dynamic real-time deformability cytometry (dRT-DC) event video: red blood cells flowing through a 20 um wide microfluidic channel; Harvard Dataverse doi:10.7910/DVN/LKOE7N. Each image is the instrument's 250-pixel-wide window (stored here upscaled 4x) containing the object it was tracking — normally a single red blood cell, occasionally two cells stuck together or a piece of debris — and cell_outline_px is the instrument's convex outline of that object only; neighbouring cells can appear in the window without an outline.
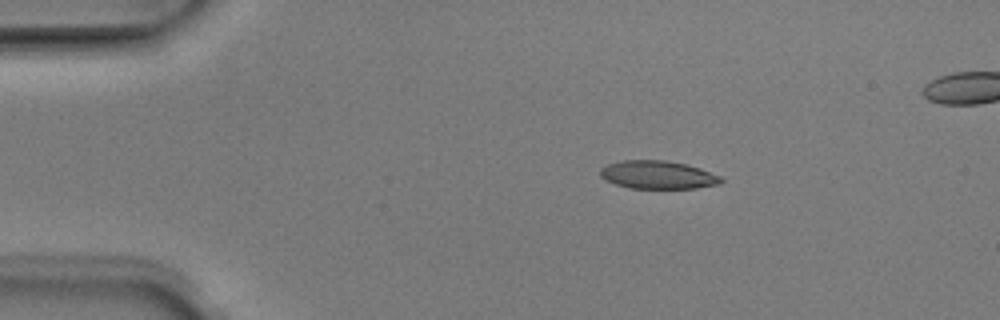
{"species": "Egyptian fruit bat (a non-hibernating species)", "species_latin": "Rousettus aegyptiacus", "temperature_condition": "room temperature", "stored_images_in_passage": 7, "camera_frame_rate_fps": 3000, "um_per_image_px": 0.085, "animal": {"sex": "male"}, "frame": {"image": 1, "passage_image": 1, "time_ms": 0.0, "image_size_px": [1000, 320], "cell_outline_px": [[724, 180], [720, 184], [696, 188], [628, 188], [616, 184], [600, 176], [600, 168], [608, 164], [624, 160], [668, 160], [700, 168], [720, 176]], "centroid_in_image_um": [55.93, 14.86], "position_along_channel_um": 29.1, "area_um2": 19.71}}
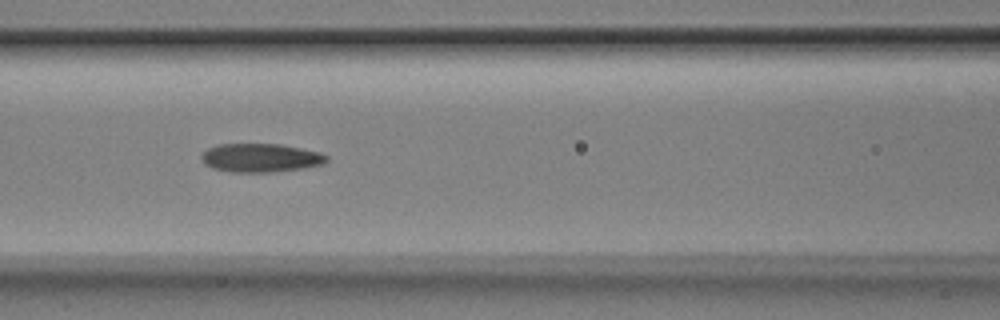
{"frame": {"image": 2, "passage_image": 5, "time_ms": 1.333, "image_size_px": [1000, 320], "cell_outline_px": [[328, 160], [324, 164], [300, 168], [268, 172], [232, 172], [212, 168], [204, 164], [200, 156], [208, 148], [216, 144], [280, 144], [320, 152], [328, 156]], "centroid_in_image_um": [22.13, 13.41], "position_along_channel_um": 144.5, "area_um2": 20.81}}
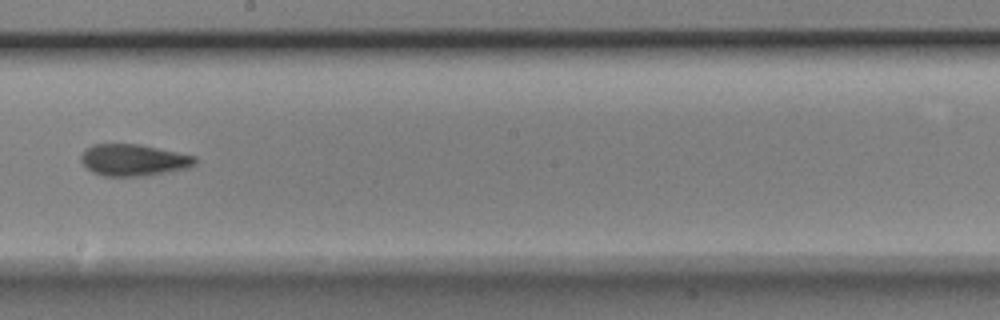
{"frame": {"image": 3, "passage_image": 7, "time_ms": 2.0, "image_size_px": [1000, 320], "cell_outline_px": [[196, 164], [188, 168], [168, 172], [144, 176], [104, 176], [92, 172], [80, 160], [80, 156], [84, 148], [92, 144], [140, 144], [196, 156]], "centroid_in_image_um": [11.34, 13.6], "position_along_channel_um": 236.9, "area_um2": 21.21}}